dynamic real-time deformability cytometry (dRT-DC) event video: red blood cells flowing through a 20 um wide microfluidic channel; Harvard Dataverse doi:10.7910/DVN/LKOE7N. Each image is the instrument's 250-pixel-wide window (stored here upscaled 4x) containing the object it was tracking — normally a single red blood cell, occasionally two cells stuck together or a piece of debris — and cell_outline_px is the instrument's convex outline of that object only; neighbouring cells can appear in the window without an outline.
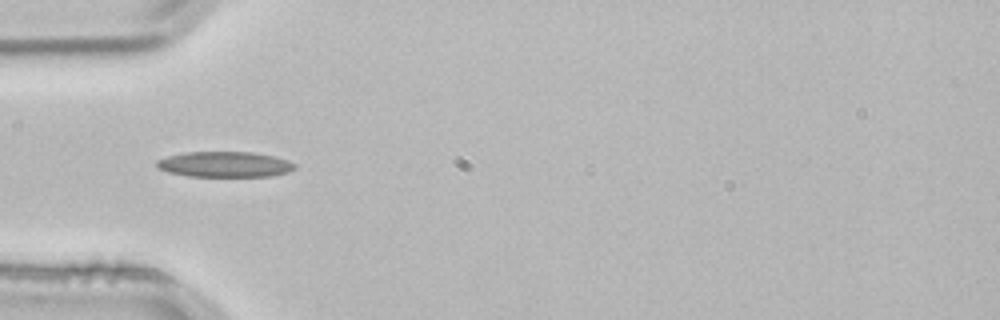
{"species": "common noctule bat (a hibernating species)", "species_latin": "Nyctalus noctula", "temperature_condition": "room temperature", "stored_images_in_passage": 4, "camera_frame_rate_fps": 3000, "um_per_image_px": 0.085, "animal": {"sex": "male", "body_mass_g": 21.5, "forearm_length_mm": 52.0}, "frame": {"image": 1, "passage_image": 4, "time_ms": 1.0, "image_size_px": [1000, 320], "cell_outline_px": [[296, 168], [288, 172], [272, 176], [188, 176], [168, 172], [156, 168], [156, 160], [168, 156], [184, 152], [252, 152], [272, 156], [288, 160], [296, 164]], "centroid_in_image_um": [19.09, 13.97], "position_along_channel_um": 65.9, "area_um2": 20.58}}